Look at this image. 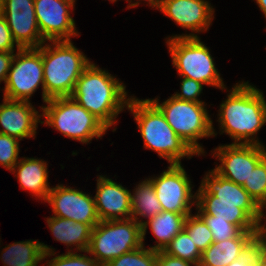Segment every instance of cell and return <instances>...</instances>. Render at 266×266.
Returning a JSON list of instances; mask_svg holds the SVG:
<instances>
[{"label":"cell","instance_id":"cell-6","mask_svg":"<svg viewBox=\"0 0 266 266\" xmlns=\"http://www.w3.org/2000/svg\"><path fill=\"white\" fill-rule=\"evenodd\" d=\"M149 100L161 111L174 132L198 156L205 153L202 146L197 142L198 139L216 136L205 103L179 100L174 96L161 104L158 98Z\"/></svg>","mask_w":266,"mask_h":266},{"label":"cell","instance_id":"cell-34","mask_svg":"<svg viewBox=\"0 0 266 266\" xmlns=\"http://www.w3.org/2000/svg\"><path fill=\"white\" fill-rule=\"evenodd\" d=\"M20 49L12 37V33L5 20L4 15L0 14V52H14V47Z\"/></svg>","mask_w":266,"mask_h":266},{"label":"cell","instance_id":"cell-29","mask_svg":"<svg viewBox=\"0 0 266 266\" xmlns=\"http://www.w3.org/2000/svg\"><path fill=\"white\" fill-rule=\"evenodd\" d=\"M243 188L257 204L266 197V157L251 171Z\"/></svg>","mask_w":266,"mask_h":266},{"label":"cell","instance_id":"cell-9","mask_svg":"<svg viewBox=\"0 0 266 266\" xmlns=\"http://www.w3.org/2000/svg\"><path fill=\"white\" fill-rule=\"evenodd\" d=\"M42 86L44 102V75L41 46L38 48H20L14 54L3 98L12 101H28L33 93Z\"/></svg>","mask_w":266,"mask_h":266},{"label":"cell","instance_id":"cell-26","mask_svg":"<svg viewBox=\"0 0 266 266\" xmlns=\"http://www.w3.org/2000/svg\"><path fill=\"white\" fill-rule=\"evenodd\" d=\"M164 252L170 256L189 261L195 266H199L202 256V253L184 229L171 240Z\"/></svg>","mask_w":266,"mask_h":266},{"label":"cell","instance_id":"cell-23","mask_svg":"<svg viewBox=\"0 0 266 266\" xmlns=\"http://www.w3.org/2000/svg\"><path fill=\"white\" fill-rule=\"evenodd\" d=\"M46 219V223L57 241L66 244L67 247L76 246L79 252L87 251L92 232V228L88 224L53 215Z\"/></svg>","mask_w":266,"mask_h":266},{"label":"cell","instance_id":"cell-4","mask_svg":"<svg viewBox=\"0 0 266 266\" xmlns=\"http://www.w3.org/2000/svg\"><path fill=\"white\" fill-rule=\"evenodd\" d=\"M127 109L133 114L144 141V148L158 153L169 164H181L182 158L196 154L167 123L161 111L149 100L130 97Z\"/></svg>","mask_w":266,"mask_h":266},{"label":"cell","instance_id":"cell-28","mask_svg":"<svg viewBox=\"0 0 266 266\" xmlns=\"http://www.w3.org/2000/svg\"><path fill=\"white\" fill-rule=\"evenodd\" d=\"M156 260L157 251L142 245L138 249L115 258L105 266H156Z\"/></svg>","mask_w":266,"mask_h":266},{"label":"cell","instance_id":"cell-16","mask_svg":"<svg viewBox=\"0 0 266 266\" xmlns=\"http://www.w3.org/2000/svg\"><path fill=\"white\" fill-rule=\"evenodd\" d=\"M197 214L215 216V219L226 220L237 225L242 231H255L258 216L256 202L215 201L212 194H196Z\"/></svg>","mask_w":266,"mask_h":266},{"label":"cell","instance_id":"cell-14","mask_svg":"<svg viewBox=\"0 0 266 266\" xmlns=\"http://www.w3.org/2000/svg\"><path fill=\"white\" fill-rule=\"evenodd\" d=\"M190 34L169 36L173 38H199V32H206L214 19V9L206 0H162L157 8Z\"/></svg>","mask_w":266,"mask_h":266},{"label":"cell","instance_id":"cell-35","mask_svg":"<svg viewBox=\"0 0 266 266\" xmlns=\"http://www.w3.org/2000/svg\"><path fill=\"white\" fill-rule=\"evenodd\" d=\"M193 263L168 255L164 251H157L156 266H191Z\"/></svg>","mask_w":266,"mask_h":266},{"label":"cell","instance_id":"cell-18","mask_svg":"<svg viewBox=\"0 0 266 266\" xmlns=\"http://www.w3.org/2000/svg\"><path fill=\"white\" fill-rule=\"evenodd\" d=\"M94 200L100 221L131 218V192L112 179L97 178Z\"/></svg>","mask_w":266,"mask_h":266},{"label":"cell","instance_id":"cell-3","mask_svg":"<svg viewBox=\"0 0 266 266\" xmlns=\"http://www.w3.org/2000/svg\"><path fill=\"white\" fill-rule=\"evenodd\" d=\"M49 43L41 45L44 102L57 97H71L77 80L91 64L71 40L49 41Z\"/></svg>","mask_w":266,"mask_h":266},{"label":"cell","instance_id":"cell-25","mask_svg":"<svg viewBox=\"0 0 266 266\" xmlns=\"http://www.w3.org/2000/svg\"><path fill=\"white\" fill-rule=\"evenodd\" d=\"M133 192L131 193V218L139 224H143V220L139 219L140 216L151 219L163 211L150 178L141 181Z\"/></svg>","mask_w":266,"mask_h":266},{"label":"cell","instance_id":"cell-36","mask_svg":"<svg viewBox=\"0 0 266 266\" xmlns=\"http://www.w3.org/2000/svg\"><path fill=\"white\" fill-rule=\"evenodd\" d=\"M14 54V52H0V82L5 83Z\"/></svg>","mask_w":266,"mask_h":266},{"label":"cell","instance_id":"cell-37","mask_svg":"<svg viewBox=\"0 0 266 266\" xmlns=\"http://www.w3.org/2000/svg\"><path fill=\"white\" fill-rule=\"evenodd\" d=\"M258 252V247L254 245L246 254L234 260L228 266H255V259Z\"/></svg>","mask_w":266,"mask_h":266},{"label":"cell","instance_id":"cell-8","mask_svg":"<svg viewBox=\"0 0 266 266\" xmlns=\"http://www.w3.org/2000/svg\"><path fill=\"white\" fill-rule=\"evenodd\" d=\"M166 43L179 76L225 90L209 48L200 38H173Z\"/></svg>","mask_w":266,"mask_h":266},{"label":"cell","instance_id":"cell-43","mask_svg":"<svg viewBox=\"0 0 266 266\" xmlns=\"http://www.w3.org/2000/svg\"><path fill=\"white\" fill-rule=\"evenodd\" d=\"M3 12V0H0V14Z\"/></svg>","mask_w":266,"mask_h":266},{"label":"cell","instance_id":"cell-33","mask_svg":"<svg viewBox=\"0 0 266 266\" xmlns=\"http://www.w3.org/2000/svg\"><path fill=\"white\" fill-rule=\"evenodd\" d=\"M203 85L199 81L182 76L181 93L176 92L172 96L179 100L205 103L198 98L203 90Z\"/></svg>","mask_w":266,"mask_h":266},{"label":"cell","instance_id":"cell-39","mask_svg":"<svg viewBox=\"0 0 266 266\" xmlns=\"http://www.w3.org/2000/svg\"><path fill=\"white\" fill-rule=\"evenodd\" d=\"M126 1L129 2L128 4L129 6L127 7L129 9L138 6L140 0L136 1L135 3H132V0H126ZM145 1H147V3H149L152 8L157 9L160 6L162 0H145Z\"/></svg>","mask_w":266,"mask_h":266},{"label":"cell","instance_id":"cell-31","mask_svg":"<svg viewBox=\"0 0 266 266\" xmlns=\"http://www.w3.org/2000/svg\"><path fill=\"white\" fill-rule=\"evenodd\" d=\"M19 139L0 133V165L11 171L19 161Z\"/></svg>","mask_w":266,"mask_h":266},{"label":"cell","instance_id":"cell-12","mask_svg":"<svg viewBox=\"0 0 266 266\" xmlns=\"http://www.w3.org/2000/svg\"><path fill=\"white\" fill-rule=\"evenodd\" d=\"M75 0H34L35 15L45 41L71 40L78 36L75 21L70 15Z\"/></svg>","mask_w":266,"mask_h":266},{"label":"cell","instance_id":"cell-41","mask_svg":"<svg viewBox=\"0 0 266 266\" xmlns=\"http://www.w3.org/2000/svg\"><path fill=\"white\" fill-rule=\"evenodd\" d=\"M255 266H266V258L259 252L256 255Z\"/></svg>","mask_w":266,"mask_h":266},{"label":"cell","instance_id":"cell-21","mask_svg":"<svg viewBox=\"0 0 266 266\" xmlns=\"http://www.w3.org/2000/svg\"><path fill=\"white\" fill-rule=\"evenodd\" d=\"M3 249L0 259L4 266H37L55 255L53 248L37 240L15 242Z\"/></svg>","mask_w":266,"mask_h":266},{"label":"cell","instance_id":"cell-40","mask_svg":"<svg viewBox=\"0 0 266 266\" xmlns=\"http://www.w3.org/2000/svg\"><path fill=\"white\" fill-rule=\"evenodd\" d=\"M258 207H259V210H258V216H257L256 224H261V221L264 219V217H266L263 213V211H264L263 209L266 208V197L258 204Z\"/></svg>","mask_w":266,"mask_h":266},{"label":"cell","instance_id":"cell-32","mask_svg":"<svg viewBox=\"0 0 266 266\" xmlns=\"http://www.w3.org/2000/svg\"><path fill=\"white\" fill-rule=\"evenodd\" d=\"M48 266H101L93 257L69 250L46 263Z\"/></svg>","mask_w":266,"mask_h":266},{"label":"cell","instance_id":"cell-27","mask_svg":"<svg viewBox=\"0 0 266 266\" xmlns=\"http://www.w3.org/2000/svg\"><path fill=\"white\" fill-rule=\"evenodd\" d=\"M184 230L192 238L201 253L214 242L210 229L198 214H190L186 217Z\"/></svg>","mask_w":266,"mask_h":266},{"label":"cell","instance_id":"cell-17","mask_svg":"<svg viewBox=\"0 0 266 266\" xmlns=\"http://www.w3.org/2000/svg\"><path fill=\"white\" fill-rule=\"evenodd\" d=\"M42 114L32 106L30 101H12L3 98L0 104V133L22 140L36 135Z\"/></svg>","mask_w":266,"mask_h":266},{"label":"cell","instance_id":"cell-30","mask_svg":"<svg viewBox=\"0 0 266 266\" xmlns=\"http://www.w3.org/2000/svg\"><path fill=\"white\" fill-rule=\"evenodd\" d=\"M198 215L210 229L214 242L236 238L243 232L237 225L231 224L226 220L215 219V216L207 214Z\"/></svg>","mask_w":266,"mask_h":266},{"label":"cell","instance_id":"cell-2","mask_svg":"<svg viewBox=\"0 0 266 266\" xmlns=\"http://www.w3.org/2000/svg\"><path fill=\"white\" fill-rule=\"evenodd\" d=\"M125 88L124 83L91 62L77 80L71 97L109 128L128 107L130 98Z\"/></svg>","mask_w":266,"mask_h":266},{"label":"cell","instance_id":"cell-13","mask_svg":"<svg viewBox=\"0 0 266 266\" xmlns=\"http://www.w3.org/2000/svg\"><path fill=\"white\" fill-rule=\"evenodd\" d=\"M46 202L54 216L88 224L92 229L100 222L94 197L78 189L58 184L51 188Z\"/></svg>","mask_w":266,"mask_h":266},{"label":"cell","instance_id":"cell-11","mask_svg":"<svg viewBox=\"0 0 266 266\" xmlns=\"http://www.w3.org/2000/svg\"><path fill=\"white\" fill-rule=\"evenodd\" d=\"M213 151V156L221 163L213 170L221 177L242 186L251 171L266 157L263 144L220 145Z\"/></svg>","mask_w":266,"mask_h":266},{"label":"cell","instance_id":"cell-7","mask_svg":"<svg viewBox=\"0 0 266 266\" xmlns=\"http://www.w3.org/2000/svg\"><path fill=\"white\" fill-rule=\"evenodd\" d=\"M142 242V226L133 218L100 221L91 232L86 252L101 265L140 248Z\"/></svg>","mask_w":266,"mask_h":266},{"label":"cell","instance_id":"cell-19","mask_svg":"<svg viewBox=\"0 0 266 266\" xmlns=\"http://www.w3.org/2000/svg\"><path fill=\"white\" fill-rule=\"evenodd\" d=\"M255 245V231H243L236 238L213 242L202 252L199 266H228Z\"/></svg>","mask_w":266,"mask_h":266},{"label":"cell","instance_id":"cell-20","mask_svg":"<svg viewBox=\"0 0 266 266\" xmlns=\"http://www.w3.org/2000/svg\"><path fill=\"white\" fill-rule=\"evenodd\" d=\"M47 165L44 160L24 157L20 158L11 170L12 174L16 173L21 189L27 190L45 202L51 190Z\"/></svg>","mask_w":266,"mask_h":266},{"label":"cell","instance_id":"cell-42","mask_svg":"<svg viewBox=\"0 0 266 266\" xmlns=\"http://www.w3.org/2000/svg\"><path fill=\"white\" fill-rule=\"evenodd\" d=\"M255 1L266 18V0H255Z\"/></svg>","mask_w":266,"mask_h":266},{"label":"cell","instance_id":"cell-10","mask_svg":"<svg viewBox=\"0 0 266 266\" xmlns=\"http://www.w3.org/2000/svg\"><path fill=\"white\" fill-rule=\"evenodd\" d=\"M150 179L163 211L191 214L196 193L192 194L191 181L181 164H170L160 176Z\"/></svg>","mask_w":266,"mask_h":266},{"label":"cell","instance_id":"cell-15","mask_svg":"<svg viewBox=\"0 0 266 266\" xmlns=\"http://www.w3.org/2000/svg\"><path fill=\"white\" fill-rule=\"evenodd\" d=\"M2 14L20 48H38L47 43L37 24L34 0H3Z\"/></svg>","mask_w":266,"mask_h":266},{"label":"cell","instance_id":"cell-24","mask_svg":"<svg viewBox=\"0 0 266 266\" xmlns=\"http://www.w3.org/2000/svg\"><path fill=\"white\" fill-rule=\"evenodd\" d=\"M196 194H212L215 201L255 202L242 185L221 177L214 170L206 173Z\"/></svg>","mask_w":266,"mask_h":266},{"label":"cell","instance_id":"cell-1","mask_svg":"<svg viewBox=\"0 0 266 266\" xmlns=\"http://www.w3.org/2000/svg\"><path fill=\"white\" fill-rule=\"evenodd\" d=\"M248 83L233 86L220 105L217 121L221 134L234 140L232 144L262 145L256 135L266 123V101L264 94Z\"/></svg>","mask_w":266,"mask_h":266},{"label":"cell","instance_id":"cell-22","mask_svg":"<svg viewBox=\"0 0 266 266\" xmlns=\"http://www.w3.org/2000/svg\"><path fill=\"white\" fill-rule=\"evenodd\" d=\"M190 214H178L162 211L151 219L143 221L142 242L144 241L148 225L158 241L150 247L153 251H164L171 240L184 229L185 219Z\"/></svg>","mask_w":266,"mask_h":266},{"label":"cell","instance_id":"cell-5","mask_svg":"<svg viewBox=\"0 0 266 266\" xmlns=\"http://www.w3.org/2000/svg\"><path fill=\"white\" fill-rule=\"evenodd\" d=\"M40 107L46 124L58 130L65 137L81 143H89L94 138H101L108 128L88 110L78 104L72 97L48 99Z\"/></svg>","mask_w":266,"mask_h":266},{"label":"cell","instance_id":"cell-38","mask_svg":"<svg viewBox=\"0 0 266 266\" xmlns=\"http://www.w3.org/2000/svg\"><path fill=\"white\" fill-rule=\"evenodd\" d=\"M255 245L259 253L266 258V225L256 224Z\"/></svg>","mask_w":266,"mask_h":266}]
</instances>
